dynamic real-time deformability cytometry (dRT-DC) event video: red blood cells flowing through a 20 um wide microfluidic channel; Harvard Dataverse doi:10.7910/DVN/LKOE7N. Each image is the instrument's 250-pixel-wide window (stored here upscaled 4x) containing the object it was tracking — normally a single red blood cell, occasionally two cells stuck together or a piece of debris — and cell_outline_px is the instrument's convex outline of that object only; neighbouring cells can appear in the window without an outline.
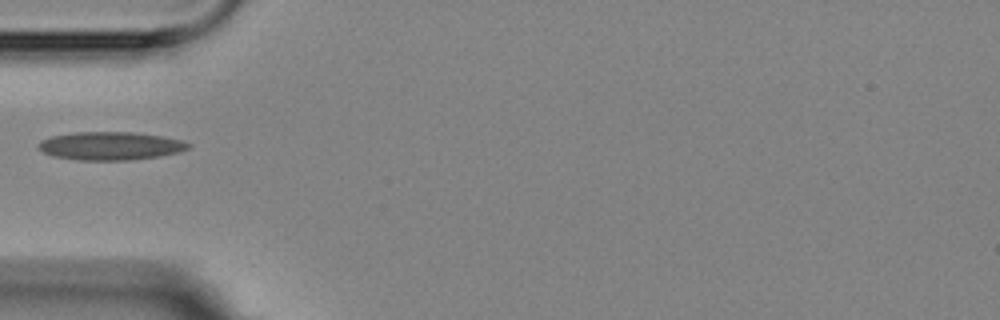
{"species": "Egyptian fruit bat (a non-hibernating species)", "species_latin": "Rousettus aegyptiacus", "temperature_condition": "room temperature", "stored_images_in_passage": 1, "camera_frame_rate_fps": 3000, "um_per_image_px": 0.085, "animal": {"sex": "female"}, "frame": {"image": 1, "passage_image": 1, "time_ms": 0.0, "image_size_px": [1000, 320], "cell_outline_px": [[192, 144], [188, 148], [180, 152], [160, 156], [128, 160], [80, 160], [52, 156], [36, 148], [36, 144], [40, 140], [52, 136], [72, 132], [136, 132], [160, 136], [180, 140]], "centroid_in_image_um": [9.34, 12.4], "position_along_channel_um": 75.7, "area_um2": 24.74}}